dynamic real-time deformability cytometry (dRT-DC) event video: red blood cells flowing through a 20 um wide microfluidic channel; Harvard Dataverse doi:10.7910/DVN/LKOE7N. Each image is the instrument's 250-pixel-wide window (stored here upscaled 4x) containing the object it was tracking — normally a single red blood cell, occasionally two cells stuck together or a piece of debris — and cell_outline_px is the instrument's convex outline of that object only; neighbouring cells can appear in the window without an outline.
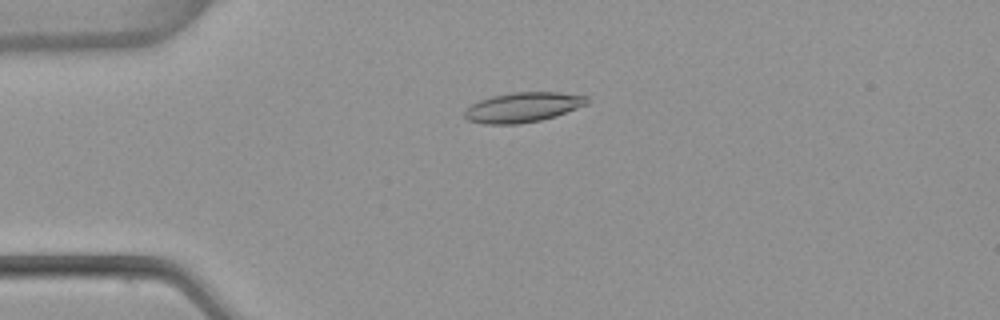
{"species": "common noctule bat (a hibernating species)", "species_latin": "Nyctalus noctula", "temperature_condition": "warm", "stored_images_in_passage": 53, "camera_frame_rate_fps": 3000, "um_per_image_px": 0.085, "animal": {"sex": "female", "body_mass_g": 22.7, "forearm_length_mm": 54.2}, "frame": {"image": 1, "passage_image": 13, "time_ms": 4.0, "image_size_px": [1000, 320], "cell_outline_px": [[588, 104], [556, 116], [540, 120], [520, 124], [484, 124], [468, 120], [464, 116], [464, 112], [472, 104], [480, 100], [492, 96], [512, 92], [560, 92], [588, 96]], "centroid_in_image_um": [44.47, 9.12], "position_along_channel_um": 40.5, "area_um2": 21.33}}
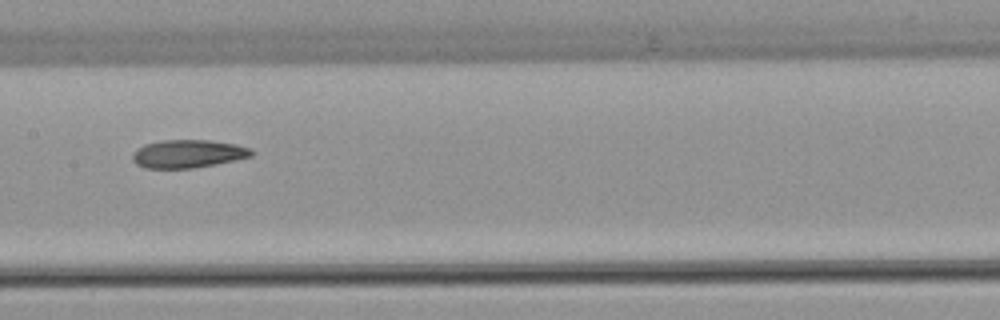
{"frame": {"image": 2, "passage_image": 27, "time_ms": 8.667, "image_size_px": [1000, 320], "cell_outline_px": [[256, 152], [252, 156], [236, 160], [216, 164], [192, 168], [144, 168], [136, 164], [132, 160], [132, 156], [136, 148], [144, 144], [160, 140], [212, 140], [236, 144], [252, 148]], "centroid_in_image_um": [16.0, 13.06], "position_along_channel_um": 191.4, "area_um2": 19.77}}
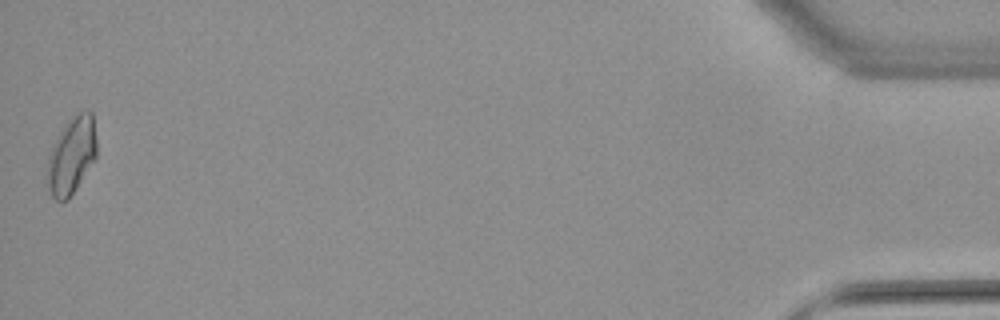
{"frame": {"image": 3, "passage_image": 53, "time_ms": 17.333, "image_size_px": [1000, 320], "cell_outline_px": [[96, 156], [68, 200], [60, 204], [52, 196], [44, 184], [44, 176], [48, 156], [52, 144], [64, 124], [68, 120], [80, 112], [92, 112], [96, 140]], "centroid_in_image_um": [6.0, 13.29], "position_along_channel_um": 429.2, "area_um2": 22.54}, "authors_computed_cell_mechanics": {"area_um2": 19.941, "velocity_mm_per_s": 3.8546, "shape_relaxation_time_tau1_ms": 11.2064, "shape_relaxation_time_tau2_ms": 3.9947, "deformation_change_tau1": 0.2654, "deformation_change_tau2": 0.1148}}